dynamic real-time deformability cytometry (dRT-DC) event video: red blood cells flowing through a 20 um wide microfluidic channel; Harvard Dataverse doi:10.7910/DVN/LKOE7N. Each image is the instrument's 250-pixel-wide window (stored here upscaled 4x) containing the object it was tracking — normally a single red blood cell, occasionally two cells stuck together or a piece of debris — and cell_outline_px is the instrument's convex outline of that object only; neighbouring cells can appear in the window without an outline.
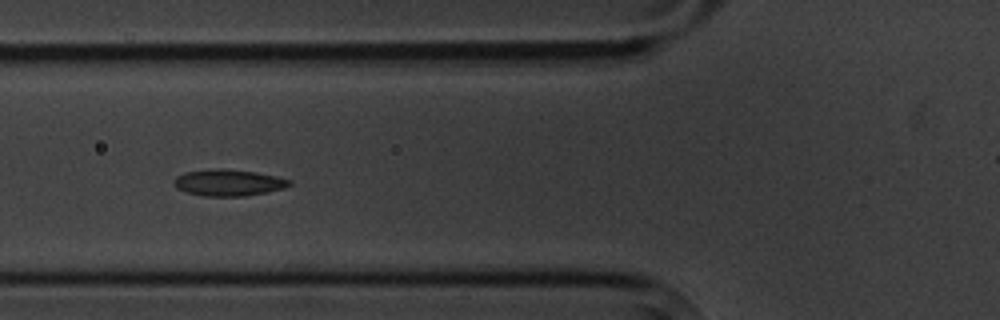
{"species": "common noctule bat (a hibernating species)", "species_latin": "Nyctalus noctula", "temperature_condition": "cold", "stored_images_in_passage": 8, "camera_frame_rate_fps": 3000, "um_per_image_px": 0.085, "animal": {"sex": "male", "body_mass_g": 20.1, "forearm_length_mm": 53.5}, "frame": {"image": 1, "passage_image": 5, "time_ms": 5.333, "image_size_px": [1000, 320], "cell_outline_px": [[292, 184], [284, 188], [268, 192], [244, 196], [204, 196], [184, 192], [176, 188], [172, 184], [172, 180], [176, 176], [184, 172], [220, 168], [256, 172], [276, 176], [292, 180]], "centroid_in_image_um": [19.39, 15.53], "position_along_channel_um": 106.4, "area_um2": 18.03}}
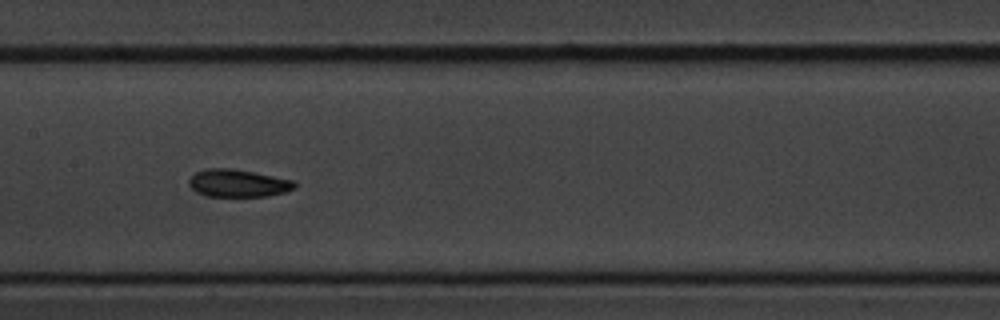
{"frame": {"image": 2, "passage_image": 7, "time_ms": 7.667, "image_size_px": [1000, 320], "cell_outline_px": [[296, 188], [284, 192], [268, 196], [208, 196], [196, 192], [188, 184], [188, 180], [196, 172], [204, 168], [232, 168], [296, 180]], "centroid_in_image_um": [20.25, 15.56], "position_along_channel_um": 187.2, "area_um2": 17.11}}
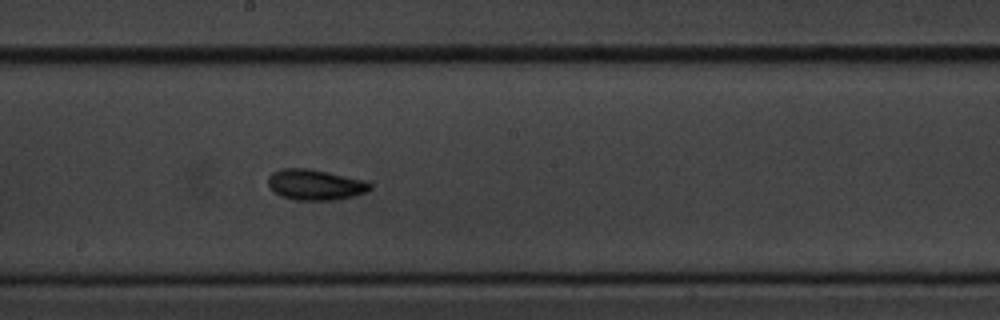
{"frame": {"image": 3, "passage_image": 8, "time_ms": 8.667, "image_size_px": [1000, 320], "cell_outline_px": [[372, 188], [368, 192], [336, 200], [296, 200], [280, 196], [268, 184], [268, 176], [272, 172], [280, 168], [308, 168], [368, 180], [372, 184]], "centroid_in_image_um": [26.83, 15.69], "position_along_channel_um": 221.4, "area_um2": 18.44}}